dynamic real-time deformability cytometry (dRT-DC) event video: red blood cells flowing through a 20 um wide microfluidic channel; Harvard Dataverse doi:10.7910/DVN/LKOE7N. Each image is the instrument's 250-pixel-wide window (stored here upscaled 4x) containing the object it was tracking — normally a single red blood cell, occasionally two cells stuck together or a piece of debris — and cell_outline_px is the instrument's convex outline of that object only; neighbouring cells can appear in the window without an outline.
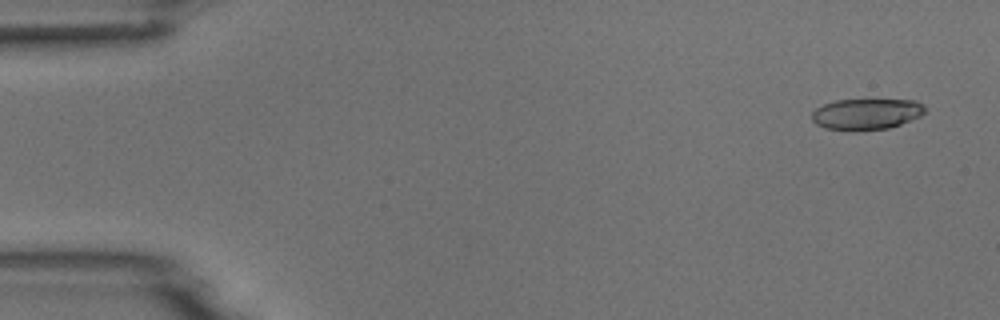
{"species": "common noctule bat (a hibernating species)", "species_latin": "Nyctalus noctula", "temperature_condition": "room temperature", "stored_images_in_passage": 7, "camera_frame_rate_fps": 3000, "um_per_image_px": 0.085, "animal": {"sex": "male", "body_mass_g": 18.8}, "frame": {"image": 1, "passage_image": 1, "time_ms": 0.0, "image_size_px": [1000, 320], "cell_outline_px": [[928, 112], [920, 116], [900, 124], [888, 128], [824, 128], [816, 124], [812, 120], [812, 112], [816, 108], [824, 104], [836, 100], [916, 100], [924, 104]], "centroid_in_image_um": [73.7, 9.65], "position_along_channel_um": 11.3, "area_um2": 19.88}}
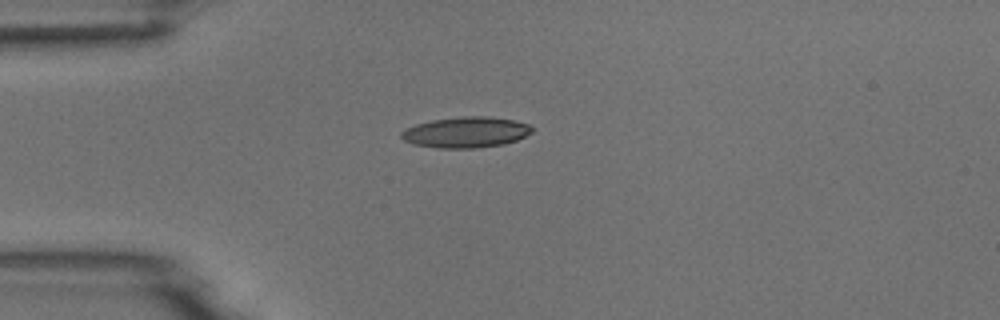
{"frame": {"image": 2, "passage_image": 4, "time_ms": 3.667, "image_size_px": [1000, 320], "cell_outline_px": [[536, 128], [532, 132], [516, 140], [504, 144], [472, 148], [440, 148], [416, 144], [404, 140], [400, 136], [400, 132], [416, 124], [432, 120], [464, 116], [488, 116], [516, 120], [528, 124]], "centroid_in_image_um": [39.65, 11.23], "position_along_channel_um": 45.4, "area_um2": 23.35}}